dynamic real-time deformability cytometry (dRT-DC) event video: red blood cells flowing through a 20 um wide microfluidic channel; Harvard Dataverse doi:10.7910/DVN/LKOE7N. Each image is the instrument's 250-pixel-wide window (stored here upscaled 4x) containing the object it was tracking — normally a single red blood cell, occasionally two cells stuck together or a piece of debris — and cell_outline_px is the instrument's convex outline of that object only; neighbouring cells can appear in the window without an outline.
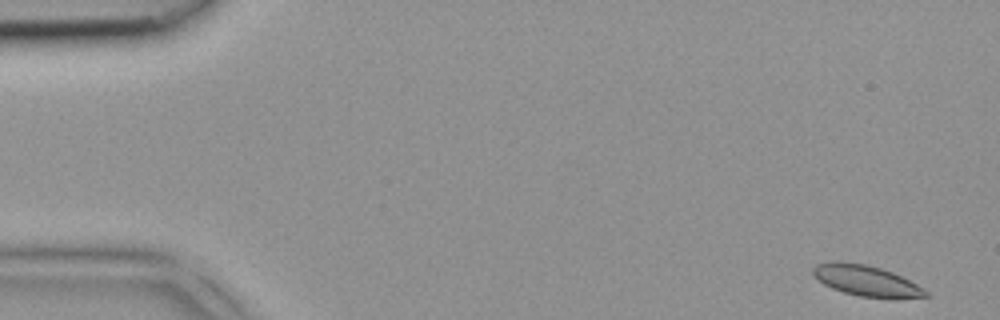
{"species": "common noctule bat (a hibernating species)", "species_latin": "Nyctalus noctula", "temperature_condition": "room temperature", "stored_images_in_passage": 3, "camera_frame_rate_fps": 3000, "um_per_image_px": 0.085, "animal": {"sex": "female", "body_mass_g": 18.4}, "frame": {"image": 1, "passage_image": 1, "time_ms": 0.0, "image_size_px": [1000, 320], "cell_outline_px": [[932, 296], [896, 300], [892, 300], [860, 296], [844, 292], [832, 288], [824, 284], [812, 272], [812, 268], [816, 264], [836, 260], [864, 264], [880, 268], [892, 272], [916, 284], [928, 292]], "centroid_in_image_um": [73.68, 23.89], "position_along_channel_um": 11.3, "area_um2": 20.46}}
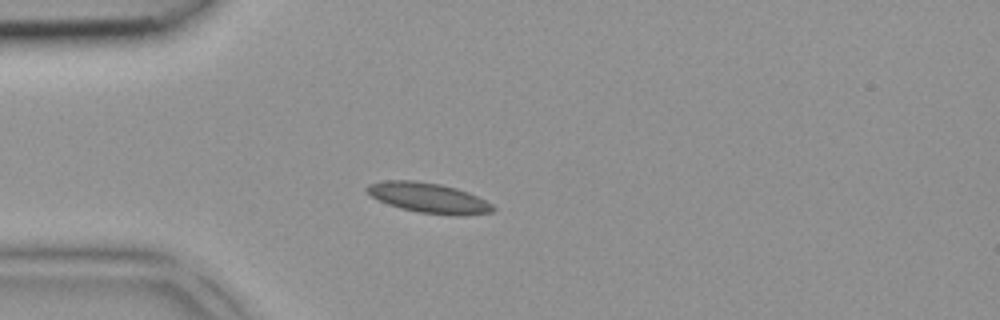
{"frame": {"image": 2, "passage_image": 3, "time_ms": 0.667, "image_size_px": [1000, 320], "cell_outline_px": [[496, 208], [492, 212], [460, 216], [456, 216], [420, 212], [400, 208], [388, 204], [372, 196], [364, 188], [368, 184], [384, 180], [412, 180], [440, 184], [456, 188], [468, 192], [492, 204]], "centroid_in_image_um": [36.43, 16.81], "position_along_channel_um": 48.6, "area_um2": 21.96}}